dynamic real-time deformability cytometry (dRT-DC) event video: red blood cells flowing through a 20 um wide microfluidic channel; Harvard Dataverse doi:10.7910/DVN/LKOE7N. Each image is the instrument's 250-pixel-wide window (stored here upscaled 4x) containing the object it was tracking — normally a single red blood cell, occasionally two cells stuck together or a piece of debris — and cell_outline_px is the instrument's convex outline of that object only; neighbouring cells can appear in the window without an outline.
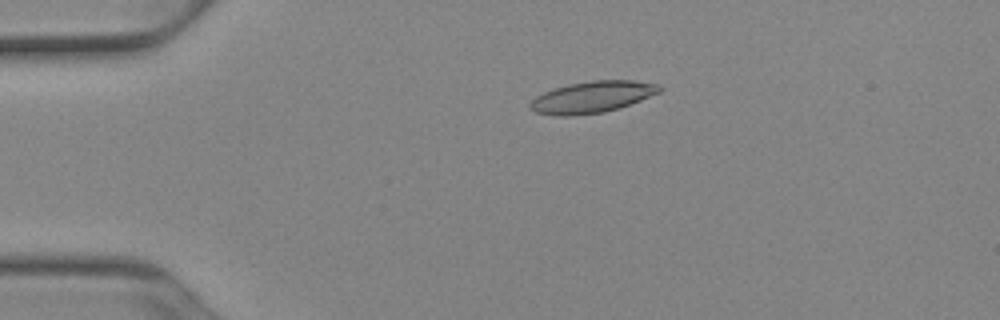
{"species": "Egyptian fruit bat (a non-hibernating species)", "species_latin": "Rousettus aegyptiacus", "temperature_condition": "cold", "stored_images_in_passage": 52, "camera_frame_rate_fps": 3000, "um_per_image_px": 0.085, "animal": {"sex": "female"}, "frame": {"image": 1, "passage_image": 11, "time_ms": 3.333, "image_size_px": [1000, 320], "cell_outline_px": [[664, 88], [660, 92], [640, 100], [604, 112], [572, 116], [560, 116], [536, 112], [528, 108], [528, 104], [536, 96], [552, 88], [568, 84], [592, 80], [632, 80], [660, 84]], "centroid_in_image_um": [50.32, 8.24], "position_along_channel_um": 34.7, "area_um2": 23.81}}
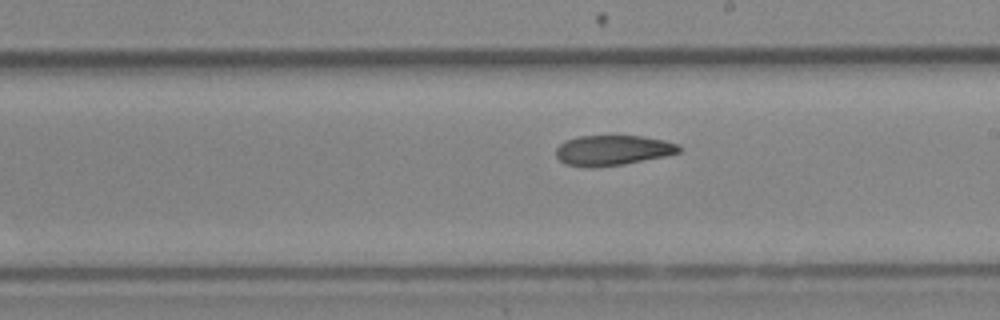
{"frame": {"image": 2, "passage_image": 30, "time_ms": 9.667, "image_size_px": [1000, 320], "cell_outline_px": [[680, 152], [664, 156], [624, 164], [592, 168], [584, 168], [564, 164], [556, 156], [556, 148], [564, 140], [580, 136], [640, 136], [664, 140], [680, 144]], "centroid_in_image_um": [52.04, 12.78], "position_along_channel_um": 237.0, "area_um2": 21.79}}
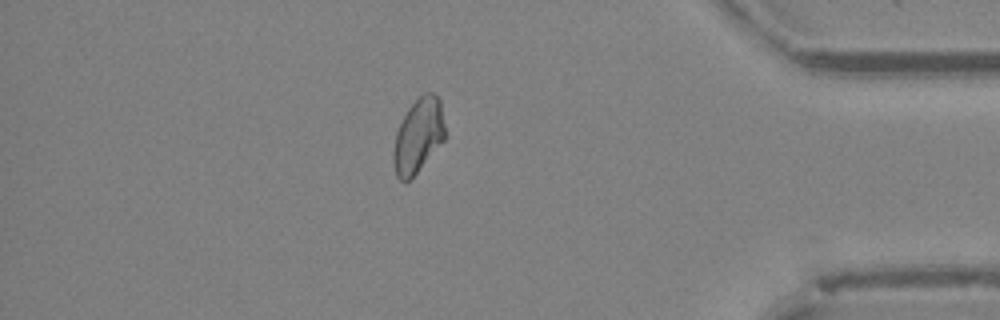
{"frame": {"image": 3, "passage_image": 45, "time_ms": 14.667, "image_size_px": [1000, 320], "cell_outline_px": [[444, 140], [416, 172], [408, 180], [400, 180], [396, 176], [392, 160], [392, 152], [396, 132], [408, 108], [424, 92], [432, 92], [440, 100], [444, 124]], "centroid_in_image_um": [35.53, 11.52], "position_along_channel_um": 399.7, "area_um2": 21.96}, "authors_computed_cell_mechanics": {"area_um2": 22.831, "velocity_mm_per_s": 3.8951, "shape_relaxation_time_tau1_ms": null, "shape_relaxation_time_tau2_ms": 5.8168, "deformation_change_tau1": null, "deformation_change_tau2": 0.1036}}